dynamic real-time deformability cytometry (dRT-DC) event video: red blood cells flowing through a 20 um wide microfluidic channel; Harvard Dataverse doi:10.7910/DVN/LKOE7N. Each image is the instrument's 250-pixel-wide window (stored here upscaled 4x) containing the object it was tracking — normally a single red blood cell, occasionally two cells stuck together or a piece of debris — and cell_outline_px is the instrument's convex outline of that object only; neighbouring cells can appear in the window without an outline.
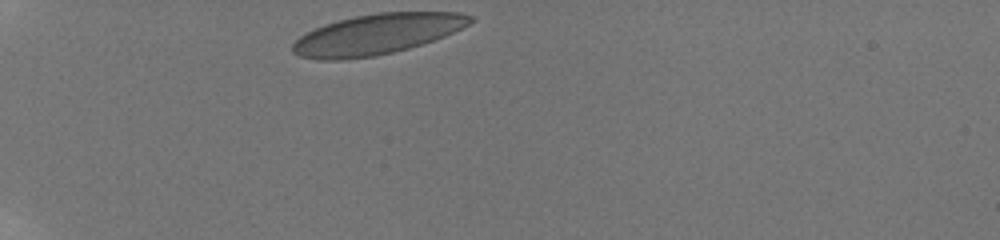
{"species": "human", "species_latin": "Homo sapiens", "temperature_condition": "room temperature", "stored_images_in_passage": 33, "camera_frame_rate_fps": 3000, "um_per_image_px": 0.085, "donor": {"sex": "male"}, "frame": {"image": 1, "passage_image": 1, "time_ms": 0.0, "image_size_px": [1000, 240], "cell_outline_px": [[476, 20], [444, 36], [408, 48], [376, 56], [344, 60], [320, 60], [300, 56], [292, 52], [292, 44], [300, 36], [324, 24], [356, 16], [380, 12], [460, 12], [472, 16]], "centroid_in_image_um": [32.02, 2.91], "position_along_channel_um": 53.0, "area_um2": 41.5}}
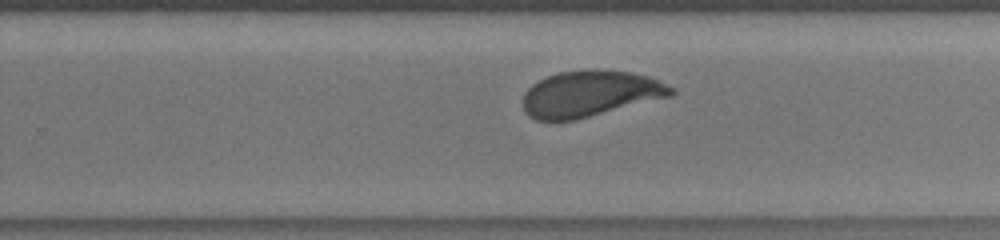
{"frame": {"image": 2, "passage_image": 22, "time_ms": 7.0, "image_size_px": [1000, 240], "cell_outline_px": [[676, 92], [672, 96], [576, 120], [536, 120], [528, 116], [524, 112], [524, 92], [532, 84], [556, 72], [588, 68], [596, 68], [632, 72], [648, 76], [660, 80], [676, 88]], "centroid_in_image_um": [50.2, 7.94], "position_along_channel_um": 279.6, "area_um2": 40.46}}
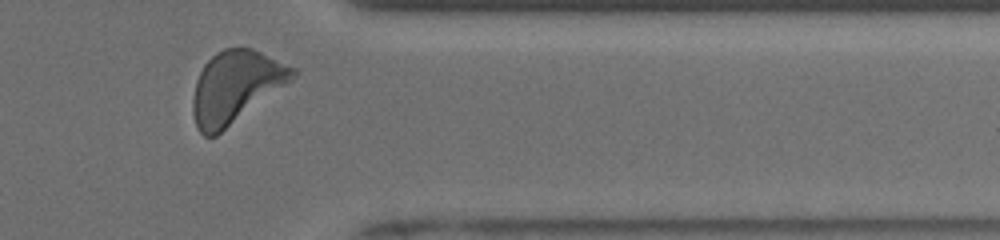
{"frame": {"image": 3, "passage_image": 31, "time_ms": 10.0, "image_size_px": [1000, 240], "cell_outline_px": [[296, 76], [288, 84], [216, 136], [204, 136], [196, 128], [192, 112], [192, 100], [196, 80], [204, 64], [216, 52], [224, 48], [252, 48], [296, 68]], "centroid_in_image_um": [20.02, 7.39], "position_along_channel_um": 391.4, "area_um2": 41.91}, "authors_computed_cell_mechanics": {"area_um2": 41.2692, "velocity_mm_per_s": 3.8224, "shape_relaxation_time_tau1_ms": 2.7905, "shape_relaxation_time_tau2_ms": 0.2941, "deformation_change_tau1": 0.1104, "deformation_change_tau2": 0.0505}}